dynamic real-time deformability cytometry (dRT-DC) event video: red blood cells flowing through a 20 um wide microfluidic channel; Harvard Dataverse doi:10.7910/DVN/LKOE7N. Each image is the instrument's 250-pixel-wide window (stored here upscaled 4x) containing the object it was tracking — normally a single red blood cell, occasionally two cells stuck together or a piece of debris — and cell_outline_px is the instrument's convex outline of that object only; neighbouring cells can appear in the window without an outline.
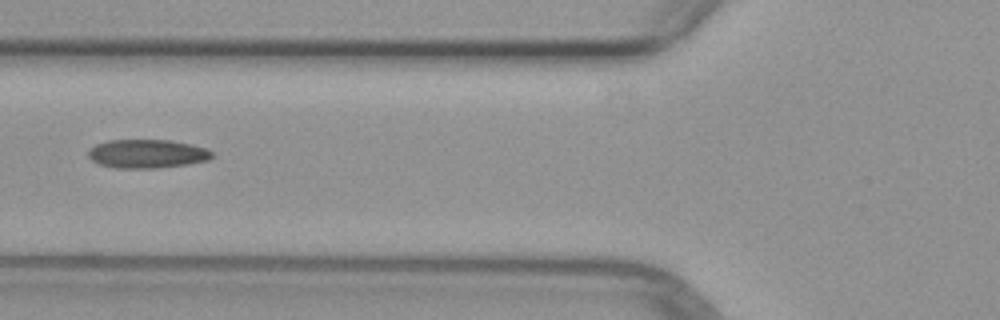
{"species": "common noctule bat (a hibernating species)", "species_latin": "Nyctalus noctula", "temperature_condition": "warm", "stored_images_in_passage": 5, "camera_frame_rate_fps": 3000, "um_per_image_px": 0.085, "animal": {"sex": "female", "body_mass_g": 29.2, "forearm_length_mm": 56.3}, "frame": {"image": 1, "passage_image": 5, "time_ms": 4.667, "image_size_px": [1000, 320], "cell_outline_px": [[212, 156], [208, 160], [188, 164], [156, 168], [112, 168], [100, 164], [92, 160], [88, 156], [88, 148], [96, 144], [108, 140], [168, 140], [192, 144], [208, 148], [212, 152]], "centroid_in_image_um": [12.49, 13.07], "position_along_channel_um": 113.3, "area_um2": 20.81}}